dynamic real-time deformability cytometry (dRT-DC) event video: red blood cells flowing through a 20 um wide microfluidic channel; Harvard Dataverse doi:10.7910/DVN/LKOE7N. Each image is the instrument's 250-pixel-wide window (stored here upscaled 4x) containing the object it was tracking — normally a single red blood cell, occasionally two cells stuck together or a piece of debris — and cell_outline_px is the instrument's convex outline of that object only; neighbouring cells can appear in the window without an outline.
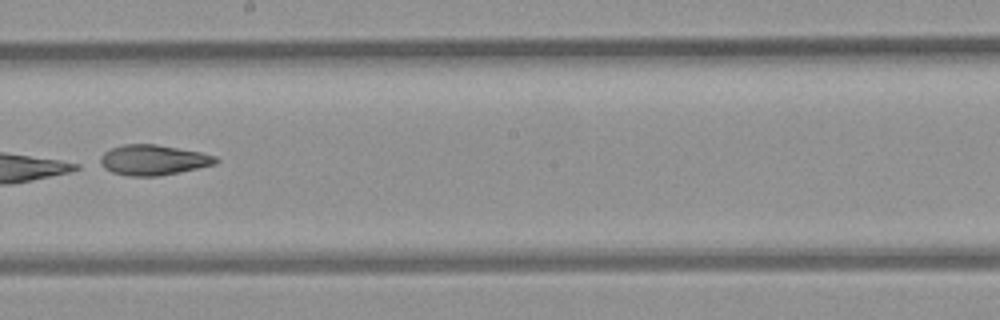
{"species": "common noctule bat (a hibernating species)", "species_latin": "Nyctalus noctula", "temperature_condition": "room temperature", "stored_images_in_passage": 9, "camera_frame_rate_fps": 3000, "um_per_image_px": 0.085, "animal": {"sex": "female", "body_mass_g": 21.9}, "frame": {"image": 1, "passage_image": 8, "time_ms": 2.333, "image_size_px": [1000, 320], "cell_outline_px": [[220, 160], [216, 164], [180, 172], [160, 176], [128, 176], [112, 172], [96, 164], [100, 156], [104, 152], [112, 148], [124, 144], [156, 144], [200, 152], [216, 156]], "centroid_in_image_um": [12.99, 13.6], "position_along_channel_um": 235.2, "area_um2": 20.63}}
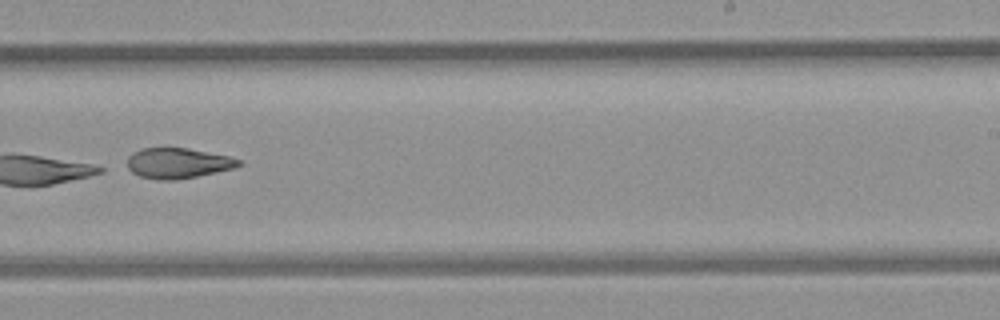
{"frame": {"image": 2, "passage_image": 9, "time_ms": 2.667, "image_size_px": [1000, 320], "cell_outline_px": [[244, 164], [236, 168], [176, 180], [156, 180], [140, 176], [132, 172], [128, 168], [128, 156], [132, 152], [140, 148], [188, 148], [228, 156], [240, 160]], "centroid_in_image_um": [15.12, 13.87], "position_along_channel_um": 273.9, "area_um2": 19.83}}